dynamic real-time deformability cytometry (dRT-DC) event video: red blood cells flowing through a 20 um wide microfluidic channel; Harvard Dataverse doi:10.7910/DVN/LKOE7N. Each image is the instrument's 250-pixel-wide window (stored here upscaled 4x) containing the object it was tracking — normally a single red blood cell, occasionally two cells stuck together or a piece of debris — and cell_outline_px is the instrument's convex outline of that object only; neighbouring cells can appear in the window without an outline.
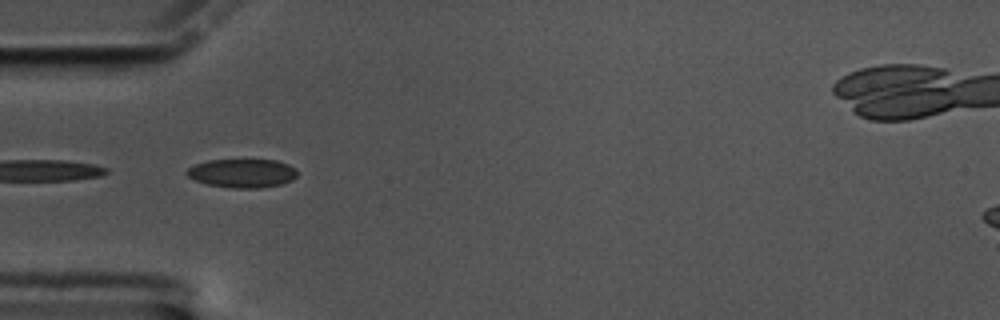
{"species": "common noctule bat (a hibernating species)", "species_latin": "Nyctalus noctula", "temperature_condition": "cold", "stored_images_in_passage": 16, "camera_frame_rate_fps": 3000, "um_per_image_px": 0.085, "animal": {"sex": "male", "body_mass_g": 17.5, "forearm_length_mm": 52.3}, "frame": {"image": 1, "passage_image": 3, "time_ms": 0.667, "image_size_px": [1000, 320], "cell_outline_px": [[296, 176], [292, 180], [280, 184], [260, 188], [232, 188], [208, 184], [196, 180], [188, 176], [184, 172], [188, 168], [196, 164], [208, 160], [276, 160], [288, 164], [296, 168]], "centroid_in_image_um": [20.6, 14.72], "position_along_channel_um": 64.4, "area_um2": 18.38}}